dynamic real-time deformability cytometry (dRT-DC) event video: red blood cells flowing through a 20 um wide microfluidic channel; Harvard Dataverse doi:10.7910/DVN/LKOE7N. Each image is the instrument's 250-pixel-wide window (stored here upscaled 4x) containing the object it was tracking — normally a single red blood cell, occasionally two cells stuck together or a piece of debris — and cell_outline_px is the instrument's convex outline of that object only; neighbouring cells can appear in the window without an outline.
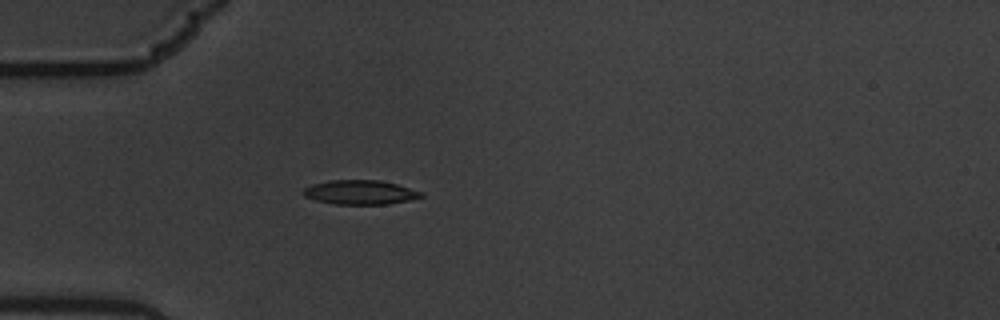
{"species": "common noctule bat (a hibernating species)", "species_latin": "Nyctalus noctula", "temperature_condition": "warm", "stored_images_in_passage": 6, "camera_frame_rate_fps": 3000, "um_per_image_px": 0.085, "animal": {"sex": "male", "body_mass_g": 19.5, "forearm_length_mm": 54.6}, "frame": {"image": 1, "passage_image": 6, "time_ms": 1.667, "image_size_px": [1000, 320], "cell_outline_px": [[424, 196], [408, 200], [388, 204], [336, 204], [316, 200], [304, 196], [300, 192], [304, 188], [312, 184], [332, 180], [380, 180], [396, 184], [424, 192]], "centroid_in_image_um": [30.6, 16.34], "position_along_channel_um": 54.4, "area_um2": 16.65}}